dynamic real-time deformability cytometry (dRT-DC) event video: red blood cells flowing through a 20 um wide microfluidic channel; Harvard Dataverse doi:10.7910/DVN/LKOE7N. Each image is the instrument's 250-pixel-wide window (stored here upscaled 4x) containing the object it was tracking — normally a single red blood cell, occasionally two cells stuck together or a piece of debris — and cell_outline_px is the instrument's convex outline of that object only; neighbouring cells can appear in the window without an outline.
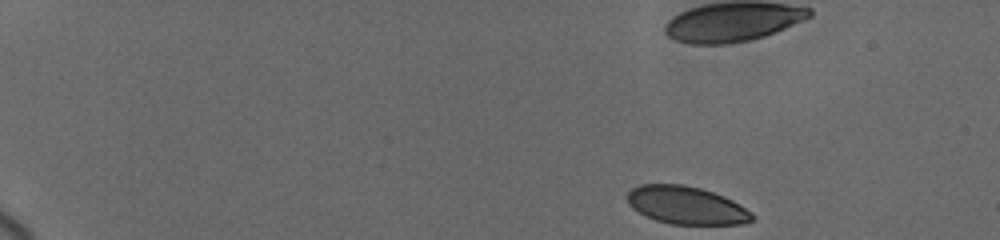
{"species": "human", "species_latin": "Homo sapiens", "temperature_condition": "cold", "stored_images_in_passage": 59, "camera_frame_rate_fps": 3000, "um_per_image_px": 0.085, "donor": {"sex": "female"}, "frame": {"image": 1, "passage_image": 1, "time_ms": 0.0, "image_size_px": [1000, 240], "cell_outline_px": [[756, 216], [752, 220], [744, 224], [672, 224], [656, 220], [632, 208], [628, 204], [628, 192], [632, 188], [640, 184], [684, 184], [700, 188], [724, 196], [732, 200], [752, 212]], "centroid_in_image_um": [58.36, 17.44], "position_along_channel_um": 26.6, "area_um2": 27.46}}